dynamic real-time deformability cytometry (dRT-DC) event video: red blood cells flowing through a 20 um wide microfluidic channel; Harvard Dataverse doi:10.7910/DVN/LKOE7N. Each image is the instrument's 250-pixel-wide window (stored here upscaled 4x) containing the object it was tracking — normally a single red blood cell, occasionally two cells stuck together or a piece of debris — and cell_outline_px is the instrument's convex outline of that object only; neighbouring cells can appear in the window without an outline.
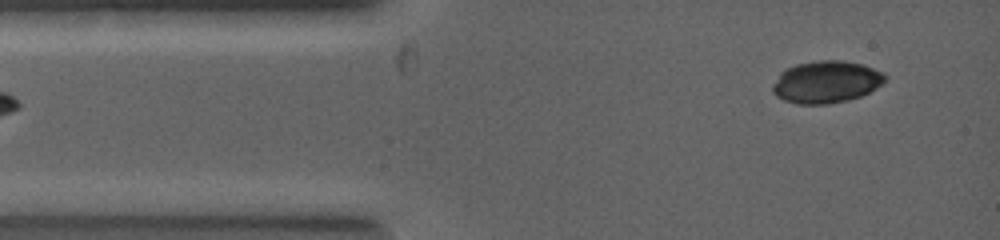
{"species": "common noctule bat (a hibernating species)", "species_latin": "Nyctalus noctula", "temperature_condition": "warm", "stored_images_in_passage": 7, "segment_of_instrument_passage": [2, 2], "camera_frame_rate_fps": 5000, "um_per_image_px": 0.085, "animal": {"sex": "female", "body_mass_g": 19.0, "forearm_length_mm": 53.3}, "frame": {"image": 1, "passage_image": 7, "time_ms": 2.4, "image_size_px": [1000, 240], "cell_outline_px": [[888, 76], [876, 88], [860, 96], [848, 100], [828, 104], [796, 104], [784, 100], [776, 96], [772, 92], [772, 84], [780, 72], [796, 64], [820, 60], [844, 60], [860, 64], [872, 68]], "centroid_in_image_um": [70.18, 6.97], "position_along_channel_um": 14.8, "area_um2": 27.51}}